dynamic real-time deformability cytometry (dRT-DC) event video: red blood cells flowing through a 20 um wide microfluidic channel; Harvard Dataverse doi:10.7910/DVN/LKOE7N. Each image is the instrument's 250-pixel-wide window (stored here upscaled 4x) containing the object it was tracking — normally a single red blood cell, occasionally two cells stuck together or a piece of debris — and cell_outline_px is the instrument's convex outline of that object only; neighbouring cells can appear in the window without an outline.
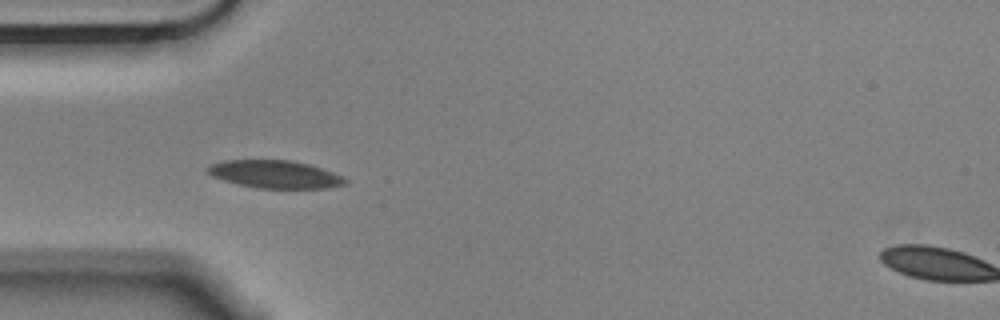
{"species": "Egyptian fruit bat (a non-hibernating species)", "species_latin": "Rousettus aegyptiacus", "temperature_condition": "cold", "stored_images_in_passage": 6, "camera_frame_rate_fps": 3000, "um_per_image_px": 0.085, "animal": {"sex": "male"}, "frame": {"image": 1, "passage_image": 5, "time_ms": 1.333, "image_size_px": [1000, 320], "cell_outline_px": [[348, 184], [328, 188], [256, 188], [224, 180], [212, 176], [204, 172], [204, 168], [212, 164], [224, 160], [288, 160], [308, 164], [344, 176], [348, 180]], "centroid_in_image_um": [23.37, 14.81], "position_along_channel_um": 61.6, "area_um2": 22.31}}
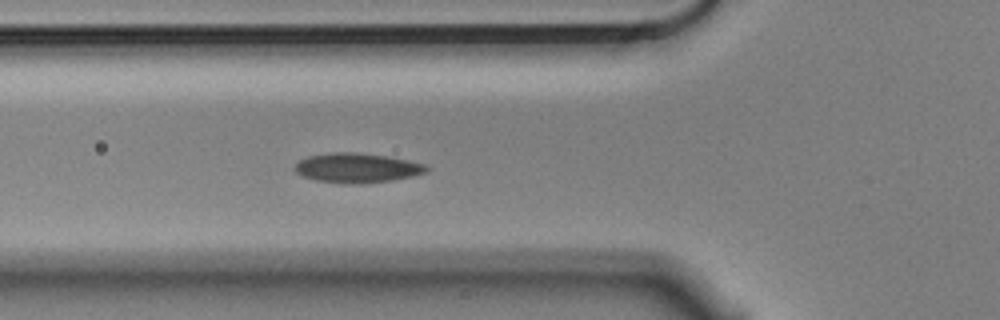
{"frame": {"image": 2, "passage_image": 6, "time_ms": 1.667, "image_size_px": [1000, 320], "cell_outline_px": [[432, 168], [428, 172], [412, 176], [392, 180], [360, 184], [344, 184], [316, 180], [300, 176], [292, 168], [300, 160], [308, 156], [328, 152], [356, 152], [388, 156], [408, 160], [424, 164]], "centroid_in_image_um": [30.34, 14.27], "position_along_channel_um": 95.5, "area_um2": 23.06}}